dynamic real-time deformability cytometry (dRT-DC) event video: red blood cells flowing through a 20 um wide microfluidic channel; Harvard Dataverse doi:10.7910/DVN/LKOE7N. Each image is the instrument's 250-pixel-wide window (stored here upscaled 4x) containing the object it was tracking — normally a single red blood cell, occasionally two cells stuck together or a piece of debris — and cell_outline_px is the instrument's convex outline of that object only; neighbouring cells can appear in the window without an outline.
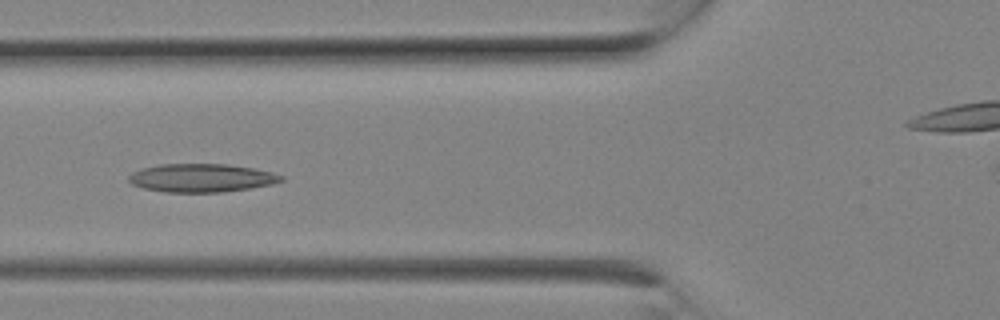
{"species": "Egyptian fruit bat (a non-hibernating species)", "species_latin": "Rousettus aegyptiacus", "temperature_condition": "room temperature", "stored_images_in_passage": 9, "camera_frame_rate_fps": 3000, "um_per_image_px": 0.085, "animal": {"sex": "female"}, "frame": {"image": 1, "passage_image": 8, "time_ms": 2.333, "image_size_px": [1000, 320], "cell_outline_px": [[284, 180], [272, 184], [224, 192], [164, 192], [144, 188], [132, 184], [128, 180], [128, 176], [132, 172], [140, 168], [160, 164], [228, 164], [252, 168], [272, 172], [284, 176]], "centroid_in_image_um": [17.1, 15.12], "position_along_channel_um": 108.7, "area_um2": 25.2}}
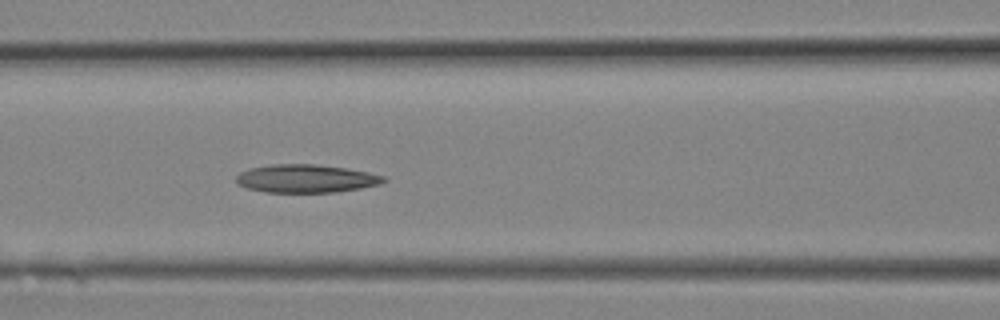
{"frame": {"image": 2, "passage_image": 9, "time_ms": 2.667, "image_size_px": [1000, 320], "cell_outline_px": [[388, 180], [380, 184], [360, 188], [332, 192], [264, 192], [248, 188], [236, 184], [236, 176], [240, 172], [248, 168], [272, 164], [316, 164], [348, 168], [368, 172], [384, 176]], "centroid_in_image_um": [25.99, 15.17], "position_along_channel_um": 140.6, "area_um2": 24.28}}